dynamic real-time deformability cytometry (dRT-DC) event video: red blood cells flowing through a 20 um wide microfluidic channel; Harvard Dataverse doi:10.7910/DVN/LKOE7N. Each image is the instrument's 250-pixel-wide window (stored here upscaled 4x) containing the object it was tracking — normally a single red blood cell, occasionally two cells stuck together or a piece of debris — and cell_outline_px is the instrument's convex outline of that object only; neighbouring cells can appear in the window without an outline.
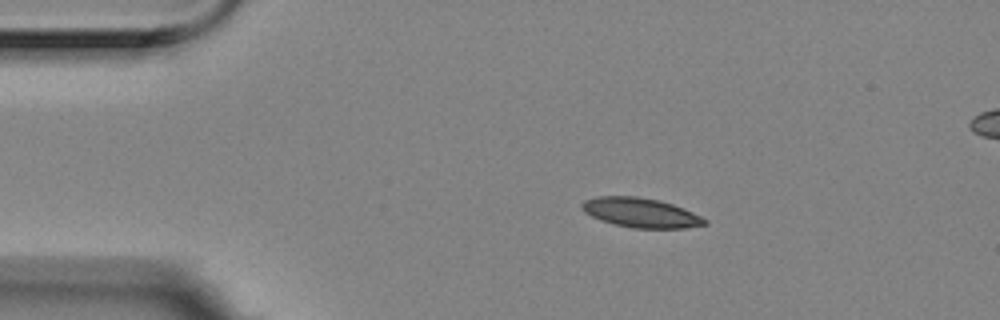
{"species": "Egyptian fruit bat (a non-hibernating species)", "species_latin": "Rousettus aegyptiacus", "temperature_condition": "room temperature", "stored_images_in_passage": 5, "segment_of_instrument_passage": [1, 2], "camera_frame_rate_fps": 3000, "um_per_image_px": 0.085, "animal": {"sex": "female"}, "frame": {"image": 1, "passage_image": 3, "time_ms": 0.667, "image_size_px": [1000, 320], "cell_outline_px": [[708, 224], [684, 228], [632, 228], [600, 220], [584, 212], [580, 208], [580, 204], [584, 200], [596, 196], [636, 196], [660, 200], [684, 208], [708, 220]], "centroid_in_image_um": [54.45, 18.07], "position_along_channel_um": 30.6, "area_um2": 21.21}}